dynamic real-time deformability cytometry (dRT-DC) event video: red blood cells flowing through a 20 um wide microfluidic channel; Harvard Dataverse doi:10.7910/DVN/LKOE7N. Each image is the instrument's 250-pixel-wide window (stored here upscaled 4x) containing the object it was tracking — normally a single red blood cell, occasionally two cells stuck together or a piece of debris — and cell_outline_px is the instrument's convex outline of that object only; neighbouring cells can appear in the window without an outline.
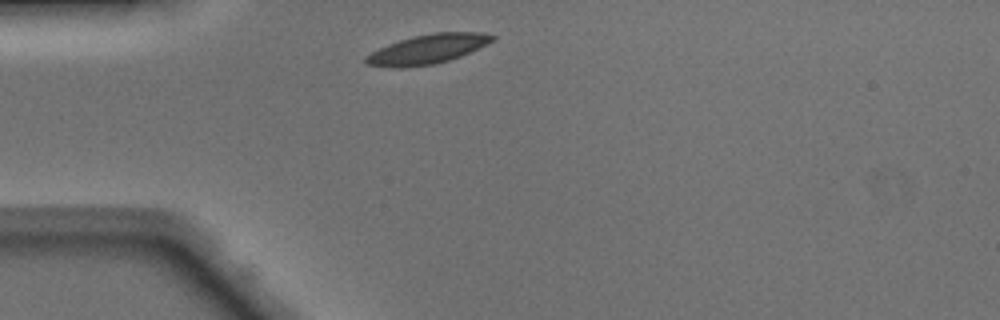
{"species": "Egyptian fruit bat (a non-hibernating species)", "species_latin": "Rousettus aegyptiacus", "temperature_condition": "warm", "stored_images_in_passage": 31, "camera_frame_rate_fps": 3000, "um_per_image_px": 0.085, "animal": {"sex": "male"}, "frame": {"image": 1, "passage_image": 1, "time_ms": 0.0, "image_size_px": [1000, 320], "cell_outline_px": [[496, 36], [492, 40], [460, 56], [448, 60], [432, 64], [400, 68], [388, 68], [368, 64], [364, 60], [364, 56], [388, 44], [400, 40], [416, 36], [436, 32], [480, 32]], "centroid_in_image_um": [36.28, 4.18], "position_along_channel_um": 48.7, "area_um2": 21.15}}
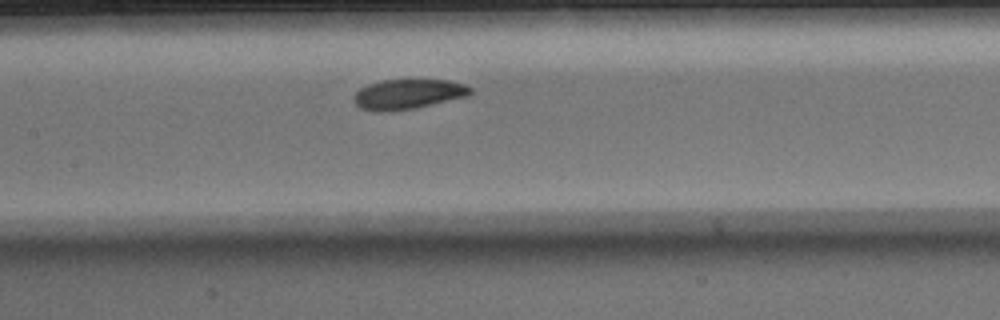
{"frame": {"image": 2, "passage_image": 11, "time_ms": 3.333, "image_size_px": [1000, 320], "cell_outline_px": [[472, 92], [468, 96], [416, 108], [392, 112], [376, 112], [360, 108], [352, 100], [352, 96], [360, 88], [368, 84], [380, 80], [448, 80], [464, 84], [472, 88]], "centroid_in_image_um": [34.64, 8.02], "position_along_channel_um": 172.8, "area_um2": 20.63}}
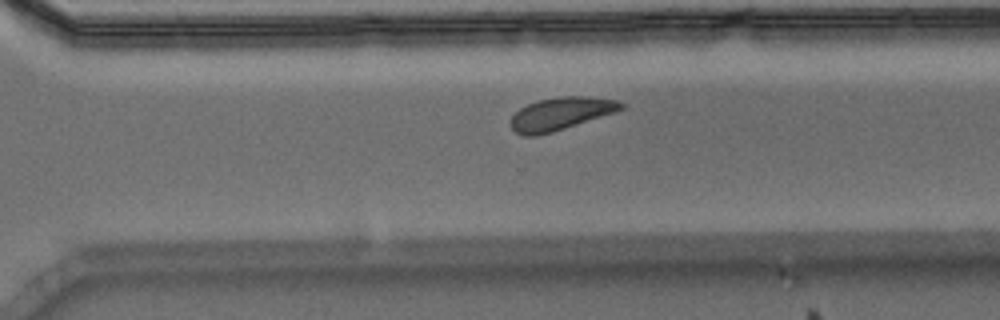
{"frame": {"image": 3, "passage_image": 22, "time_ms": 7.0, "image_size_px": [1000, 320], "cell_outline_px": [[628, 104], [624, 108], [552, 132], [536, 136], [524, 136], [516, 132], [512, 128], [512, 116], [520, 108], [528, 104], [540, 100], [560, 96], [588, 96], [616, 100]], "centroid_in_image_um": [47.66, 9.65], "position_along_channel_um": 322.9, "area_um2": 20.58}, "authors_computed_cell_mechanics": {"area_um2": 20.8658, "velocity_mm_per_s": 4.1076, "shape_relaxation_time_tau1_ms": 2.2056, "shape_relaxation_time_tau2_ms": 6.001, "deformation_change_tau1": 0.076, "deformation_change_tau2": 0.1308}}